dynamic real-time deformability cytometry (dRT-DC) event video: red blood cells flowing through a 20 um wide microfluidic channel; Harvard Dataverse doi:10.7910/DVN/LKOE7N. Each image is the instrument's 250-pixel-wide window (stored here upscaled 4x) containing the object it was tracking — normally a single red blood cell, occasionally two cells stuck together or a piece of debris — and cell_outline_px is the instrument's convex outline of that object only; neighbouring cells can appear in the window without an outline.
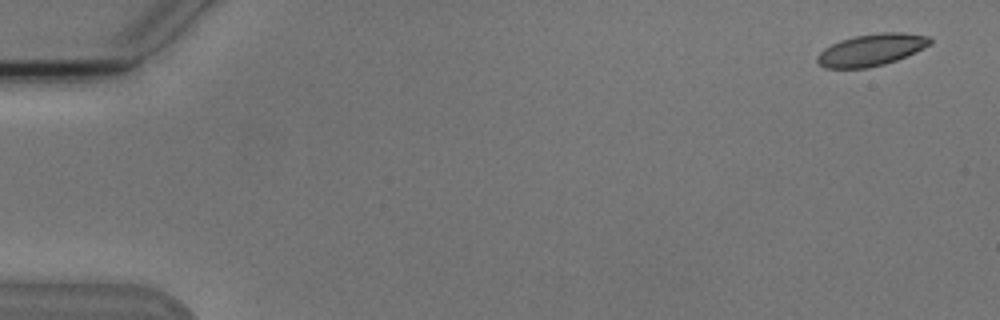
{"species": "Egyptian fruit bat (a non-hibernating species)", "species_latin": "Rousettus aegyptiacus", "temperature_condition": "cold", "stored_images_in_passage": 3, "camera_frame_rate_fps": 3000, "um_per_image_px": 0.085, "animal": {"sex": "male"}, "frame": {"image": 1, "passage_image": 1, "time_ms": 0.0, "image_size_px": [1000, 320], "cell_outline_px": [[932, 44], [916, 52], [896, 60], [884, 64], [868, 68], [824, 68], [816, 60], [816, 56], [824, 48], [840, 40], [856, 36], [880, 32], [904, 32], [928, 36], [932, 40]], "centroid_in_image_um": [74.08, 4.23], "position_along_channel_um": 10.9, "area_um2": 21.04}}